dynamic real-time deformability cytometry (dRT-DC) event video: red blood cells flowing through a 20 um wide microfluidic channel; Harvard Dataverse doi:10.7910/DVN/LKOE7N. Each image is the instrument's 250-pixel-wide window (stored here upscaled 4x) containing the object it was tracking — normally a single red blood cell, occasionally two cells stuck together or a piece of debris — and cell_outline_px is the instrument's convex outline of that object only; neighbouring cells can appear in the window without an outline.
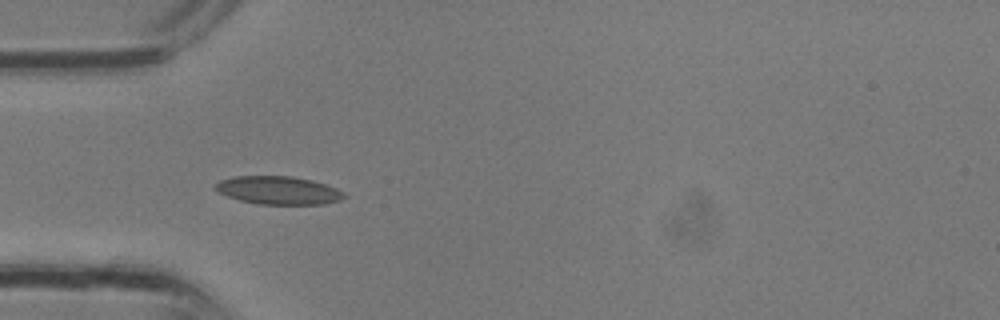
{"species": "common noctule bat (a hibernating species)", "species_latin": "Nyctalus noctula", "temperature_condition": "room temperature", "stored_images_in_passage": 4, "camera_frame_rate_fps": 3000, "um_per_image_px": 0.085, "animal": {"sex": "male", "body_mass_g": 13.3}, "frame": {"image": 1, "passage_image": 4, "time_ms": 1.0, "image_size_px": [1000, 320], "cell_outline_px": [[348, 196], [340, 200], [324, 204], [256, 204], [240, 200], [228, 196], [212, 188], [220, 180], [236, 176], [292, 176], [312, 180], [336, 188], [344, 192]], "centroid_in_image_um": [23.68, 16.18], "position_along_channel_um": 61.3, "area_um2": 21.1}}